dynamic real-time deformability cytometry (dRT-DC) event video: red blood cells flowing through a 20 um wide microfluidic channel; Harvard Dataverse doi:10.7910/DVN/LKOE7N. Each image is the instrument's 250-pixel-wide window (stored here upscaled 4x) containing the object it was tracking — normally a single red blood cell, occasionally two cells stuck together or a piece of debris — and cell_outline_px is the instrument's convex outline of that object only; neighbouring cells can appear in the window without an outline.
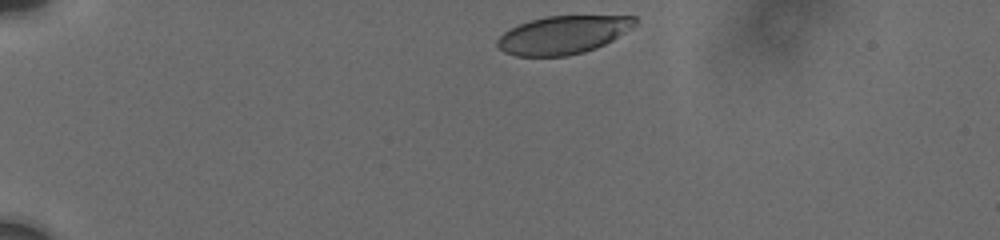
{"species": "human", "species_latin": "Homo sapiens", "temperature_condition": "cold", "stored_images_in_passage": 11, "camera_frame_rate_fps": 3000, "um_per_image_px": 0.085, "donor": {"sex": "male"}, "frame": {"image": 1, "passage_image": 1, "time_ms": 0.0, "image_size_px": [1000, 240], "cell_outline_px": [[636, 24], [612, 40], [596, 48], [584, 52], [568, 56], [516, 56], [504, 52], [496, 44], [496, 40], [504, 32], [528, 20], [544, 16], [636, 16]], "centroid_in_image_um": [47.83, 2.97], "position_along_channel_um": 37.2, "area_um2": 30.4}}
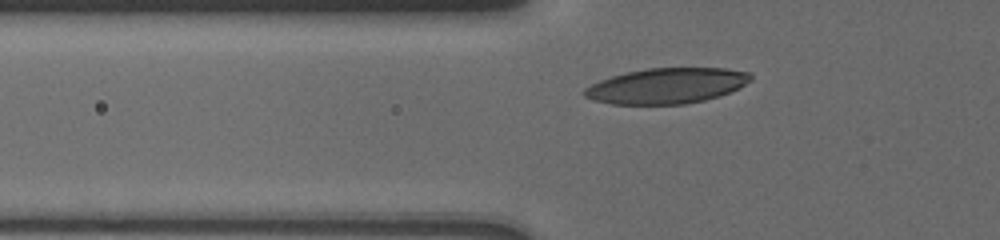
{"frame": {"image": 2, "passage_image": 9, "time_ms": 2.667, "image_size_px": [1000, 240], "cell_outline_px": [[752, 80], [728, 92], [704, 100], [684, 104], [612, 104], [596, 100], [584, 96], [584, 88], [600, 80], [612, 76], [628, 72], [648, 68], [724, 68], [748, 72], [752, 76]], "centroid_in_image_um": [56.65, 7.29], "position_along_channel_um": 69.1, "area_um2": 33.93}}